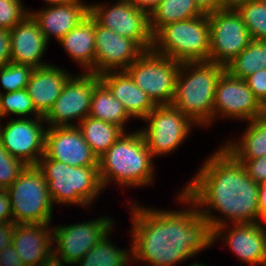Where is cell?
<instances>
[{"label": "cell", "instance_id": "obj_22", "mask_svg": "<svg viewBox=\"0 0 266 266\" xmlns=\"http://www.w3.org/2000/svg\"><path fill=\"white\" fill-rule=\"evenodd\" d=\"M120 71L116 74L104 72L98 76L112 95L125 106L131 117L144 119L156 105L125 70Z\"/></svg>", "mask_w": 266, "mask_h": 266}, {"label": "cell", "instance_id": "obj_39", "mask_svg": "<svg viewBox=\"0 0 266 266\" xmlns=\"http://www.w3.org/2000/svg\"><path fill=\"white\" fill-rule=\"evenodd\" d=\"M10 62V30L0 28V67Z\"/></svg>", "mask_w": 266, "mask_h": 266}, {"label": "cell", "instance_id": "obj_32", "mask_svg": "<svg viewBox=\"0 0 266 266\" xmlns=\"http://www.w3.org/2000/svg\"><path fill=\"white\" fill-rule=\"evenodd\" d=\"M8 112L16 115H26L30 113H36L35 117H42L33 105L32 99L29 97L26 89L6 92L1 94L0 92V115L3 117Z\"/></svg>", "mask_w": 266, "mask_h": 266}, {"label": "cell", "instance_id": "obj_19", "mask_svg": "<svg viewBox=\"0 0 266 266\" xmlns=\"http://www.w3.org/2000/svg\"><path fill=\"white\" fill-rule=\"evenodd\" d=\"M39 24L40 31L48 42L50 34L59 41L85 17L89 15V5L82 4L80 0L51 5L37 13H30Z\"/></svg>", "mask_w": 266, "mask_h": 266}, {"label": "cell", "instance_id": "obj_35", "mask_svg": "<svg viewBox=\"0 0 266 266\" xmlns=\"http://www.w3.org/2000/svg\"><path fill=\"white\" fill-rule=\"evenodd\" d=\"M20 0H0V28L11 30L30 12L22 9Z\"/></svg>", "mask_w": 266, "mask_h": 266}, {"label": "cell", "instance_id": "obj_37", "mask_svg": "<svg viewBox=\"0 0 266 266\" xmlns=\"http://www.w3.org/2000/svg\"><path fill=\"white\" fill-rule=\"evenodd\" d=\"M243 164L248 176L256 183L266 181V156L251 160H238Z\"/></svg>", "mask_w": 266, "mask_h": 266}, {"label": "cell", "instance_id": "obj_11", "mask_svg": "<svg viewBox=\"0 0 266 266\" xmlns=\"http://www.w3.org/2000/svg\"><path fill=\"white\" fill-rule=\"evenodd\" d=\"M89 15L102 27L136 41L145 51L152 49L149 14L126 0H121L107 10L104 6L90 5Z\"/></svg>", "mask_w": 266, "mask_h": 266}, {"label": "cell", "instance_id": "obj_45", "mask_svg": "<svg viewBox=\"0 0 266 266\" xmlns=\"http://www.w3.org/2000/svg\"><path fill=\"white\" fill-rule=\"evenodd\" d=\"M64 263L61 262L60 259L56 258L54 255H52L50 258L45 260L40 266H64L62 265Z\"/></svg>", "mask_w": 266, "mask_h": 266}, {"label": "cell", "instance_id": "obj_41", "mask_svg": "<svg viewBox=\"0 0 266 266\" xmlns=\"http://www.w3.org/2000/svg\"><path fill=\"white\" fill-rule=\"evenodd\" d=\"M11 202L6 188H0V222L13 221ZM8 217V218H7Z\"/></svg>", "mask_w": 266, "mask_h": 266}, {"label": "cell", "instance_id": "obj_44", "mask_svg": "<svg viewBox=\"0 0 266 266\" xmlns=\"http://www.w3.org/2000/svg\"><path fill=\"white\" fill-rule=\"evenodd\" d=\"M133 6L146 11L148 14L159 4L161 0H126Z\"/></svg>", "mask_w": 266, "mask_h": 266}, {"label": "cell", "instance_id": "obj_14", "mask_svg": "<svg viewBox=\"0 0 266 266\" xmlns=\"http://www.w3.org/2000/svg\"><path fill=\"white\" fill-rule=\"evenodd\" d=\"M217 111L221 115L252 121L264 115V106L243 79L225 70L216 85L213 117Z\"/></svg>", "mask_w": 266, "mask_h": 266}, {"label": "cell", "instance_id": "obj_20", "mask_svg": "<svg viewBox=\"0 0 266 266\" xmlns=\"http://www.w3.org/2000/svg\"><path fill=\"white\" fill-rule=\"evenodd\" d=\"M47 225L16 223L12 244L24 266H40L53 255V235L50 234Z\"/></svg>", "mask_w": 266, "mask_h": 266}, {"label": "cell", "instance_id": "obj_10", "mask_svg": "<svg viewBox=\"0 0 266 266\" xmlns=\"http://www.w3.org/2000/svg\"><path fill=\"white\" fill-rule=\"evenodd\" d=\"M144 120L150 121L149 126L140 132L153 156L176 149L193 124L188 116L172 104L156 105Z\"/></svg>", "mask_w": 266, "mask_h": 266}, {"label": "cell", "instance_id": "obj_7", "mask_svg": "<svg viewBox=\"0 0 266 266\" xmlns=\"http://www.w3.org/2000/svg\"><path fill=\"white\" fill-rule=\"evenodd\" d=\"M7 192L14 223H50L53 202L44 173L37 165H27Z\"/></svg>", "mask_w": 266, "mask_h": 266}, {"label": "cell", "instance_id": "obj_46", "mask_svg": "<svg viewBox=\"0 0 266 266\" xmlns=\"http://www.w3.org/2000/svg\"><path fill=\"white\" fill-rule=\"evenodd\" d=\"M249 0H225L226 8H235L238 4Z\"/></svg>", "mask_w": 266, "mask_h": 266}, {"label": "cell", "instance_id": "obj_34", "mask_svg": "<svg viewBox=\"0 0 266 266\" xmlns=\"http://www.w3.org/2000/svg\"><path fill=\"white\" fill-rule=\"evenodd\" d=\"M27 165L10 155L0 142V188H8Z\"/></svg>", "mask_w": 266, "mask_h": 266}, {"label": "cell", "instance_id": "obj_40", "mask_svg": "<svg viewBox=\"0 0 266 266\" xmlns=\"http://www.w3.org/2000/svg\"><path fill=\"white\" fill-rule=\"evenodd\" d=\"M16 229V223L13 221L0 222V251L12 244Z\"/></svg>", "mask_w": 266, "mask_h": 266}, {"label": "cell", "instance_id": "obj_28", "mask_svg": "<svg viewBox=\"0 0 266 266\" xmlns=\"http://www.w3.org/2000/svg\"><path fill=\"white\" fill-rule=\"evenodd\" d=\"M237 160H251L266 156V117L255 118L246 130L240 144L224 147Z\"/></svg>", "mask_w": 266, "mask_h": 266}, {"label": "cell", "instance_id": "obj_25", "mask_svg": "<svg viewBox=\"0 0 266 266\" xmlns=\"http://www.w3.org/2000/svg\"><path fill=\"white\" fill-rule=\"evenodd\" d=\"M203 14L195 0H161L149 13L150 31L154 35L169 23L193 19Z\"/></svg>", "mask_w": 266, "mask_h": 266}, {"label": "cell", "instance_id": "obj_9", "mask_svg": "<svg viewBox=\"0 0 266 266\" xmlns=\"http://www.w3.org/2000/svg\"><path fill=\"white\" fill-rule=\"evenodd\" d=\"M209 61L226 66L252 41L242 17L235 8L209 13Z\"/></svg>", "mask_w": 266, "mask_h": 266}, {"label": "cell", "instance_id": "obj_38", "mask_svg": "<svg viewBox=\"0 0 266 266\" xmlns=\"http://www.w3.org/2000/svg\"><path fill=\"white\" fill-rule=\"evenodd\" d=\"M0 264L2 266H24L13 244L8 245L0 251Z\"/></svg>", "mask_w": 266, "mask_h": 266}, {"label": "cell", "instance_id": "obj_24", "mask_svg": "<svg viewBox=\"0 0 266 266\" xmlns=\"http://www.w3.org/2000/svg\"><path fill=\"white\" fill-rule=\"evenodd\" d=\"M65 50L89 71L95 65V20L88 15L59 40Z\"/></svg>", "mask_w": 266, "mask_h": 266}, {"label": "cell", "instance_id": "obj_4", "mask_svg": "<svg viewBox=\"0 0 266 266\" xmlns=\"http://www.w3.org/2000/svg\"><path fill=\"white\" fill-rule=\"evenodd\" d=\"M152 157L140 131L127 135L123 133L99 158L103 188L111 178L122 185L149 183L153 179Z\"/></svg>", "mask_w": 266, "mask_h": 266}, {"label": "cell", "instance_id": "obj_29", "mask_svg": "<svg viewBox=\"0 0 266 266\" xmlns=\"http://www.w3.org/2000/svg\"><path fill=\"white\" fill-rule=\"evenodd\" d=\"M266 69V41L252 40L225 70L232 76L245 79L256 71Z\"/></svg>", "mask_w": 266, "mask_h": 266}, {"label": "cell", "instance_id": "obj_15", "mask_svg": "<svg viewBox=\"0 0 266 266\" xmlns=\"http://www.w3.org/2000/svg\"><path fill=\"white\" fill-rule=\"evenodd\" d=\"M40 160H55L74 167L99 166V159L74 125L54 126L46 131L44 156Z\"/></svg>", "mask_w": 266, "mask_h": 266}, {"label": "cell", "instance_id": "obj_18", "mask_svg": "<svg viewBox=\"0 0 266 266\" xmlns=\"http://www.w3.org/2000/svg\"><path fill=\"white\" fill-rule=\"evenodd\" d=\"M47 43L39 24L29 14L10 30L11 62L29 65L33 68L47 66L40 62Z\"/></svg>", "mask_w": 266, "mask_h": 266}, {"label": "cell", "instance_id": "obj_43", "mask_svg": "<svg viewBox=\"0 0 266 266\" xmlns=\"http://www.w3.org/2000/svg\"><path fill=\"white\" fill-rule=\"evenodd\" d=\"M258 213L266 221V181L259 183Z\"/></svg>", "mask_w": 266, "mask_h": 266}, {"label": "cell", "instance_id": "obj_30", "mask_svg": "<svg viewBox=\"0 0 266 266\" xmlns=\"http://www.w3.org/2000/svg\"><path fill=\"white\" fill-rule=\"evenodd\" d=\"M127 252L117 249L109 242L107 235L92 247L77 263L79 266H126Z\"/></svg>", "mask_w": 266, "mask_h": 266}, {"label": "cell", "instance_id": "obj_16", "mask_svg": "<svg viewBox=\"0 0 266 266\" xmlns=\"http://www.w3.org/2000/svg\"><path fill=\"white\" fill-rule=\"evenodd\" d=\"M44 117H37V121L27 118L10 120L4 129L0 130V142L7 152L22 160L26 165H38L44 156L46 130L41 121Z\"/></svg>", "mask_w": 266, "mask_h": 266}, {"label": "cell", "instance_id": "obj_48", "mask_svg": "<svg viewBox=\"0 0 266 266\" xmlns=\"http://www.w3.org/2000/svg\"><path fill=\"white\" fill-rule=\"evenodd\" d=\"M190 266H204V265H202V264H193V265H190Z\"/></svg>", "mask_w": 266, "mask_h": 266}, {"label": "cell", "instance_id": "obj_5", "mask_svg": "<svg viewBox=\"0 0 266 266\" xmlns=\"http://www.w3.org/2000/svg\"><path fill=\"white\" fill-rule=\"evenodd\" d=\"M159 48L156 49V45ZM152 50L180 63L209 61L210 25L208 14L169 23L153 35ZM160 51V52H159Z\"/></svg>", "mask_w": 266, "mask_h": 266}, {"label": "cell", "instance_id": "obj_2", "mask_svg": "<svg viewBox=\"0 0 266 266\" xmlns=\"http://www.w3.org/2000/svg\"><path fill=\"white\" fill-rule=\"evenodd\" d=\"M218 151L178 198L197 206L209 205L236 224L256 223L259 218V184L224 147Z\"/></svg>", "mask_w": 266, "mask_h": 266}, {"label": "cell", "instance_id": "obj_23", "mask_svg": "<svg viewBox=\"0 0 266 266\" xmlns=\"http://www.w3.org/2000/svg\"><path fill=\"white\" fill-rule=\"evenodd\" d=\"M235 225L223 239L244 262L266 266L265 228L259 222Z\"/></svg>", "mask_w": 266, "mask_h": 266}, {"label": "cell", "instance_id": "obj_8", "mask_svg": "<svg viewBox=\"0 0 266 266\" xmlns=\"http://www.w3.org/2000/svg\"><path fill=\"white\" fill-rule=\"evenodd\" d=\"M180 66V62L151 49L145 51L125 71L155 105H169L175 95Z\"/></svg>", "mask_w": 266, "mask_h": 266}, {"label": "cell", "instance_id": "obj_6", "mask_svg": "<svg viewBox=\"0 0 266 266\" xmlns=\"http://www.w3.org/2000/svg\"><path fill=\"white\" fill-rule=\"evenodd\" d=\"M48 186L52 202L89 205L103 188L99 166H69L55 160H39L37 165Z\"/></svg>", "mask_w": 266, "mask_h": 266}, {"label": "cell", "instance_id": "obj_12", "mask_svg": "<svg viewBox=\"0 0 266 266\" xmlns=\"http://www.w3.org/2000/svg\"><path fill=\"white\" fill-rule=\"evenodd\" d=\"M99 82V76L91 72L76 78L71 75L44 120L52 127L72 126L68 122L73 118L81 122L89 116L93 90Z\"/></svg>", "mask_w": 266, "mask_h": 266}, {"label": "cell", "instance_id": "obj_21", "mask_svg": "<svg viewBox=\"0 0 266 266\" xmlns=\"http://www.w3.org/2000/svg\"><path fill=\"white\" fill-rule=\"evenodd\" d=\"M65 70L52 65L34 68L26 91L32 99L35 110L44 117L59 97L64 84L70 77Z\"/></svg>", "mask_w": 266, "mask_h": 266}, {"label": "cell", "instance_id": "obj_33", "mask_svg": "<svg viewBox=\"0 0 266 266\" xmlns=\"http://www.w3.org/2000/svg\"><path fill=\"white\" fill-rule=\"evenodd\" d=\"M33 70L32 66L12 62L0 67L3 88L7 93L26 89Z\"/></svg>", "mask_w": 266, "mask_h": 266}, {"label": "cell", "instance_id": "obj_42", "mask_svg": "<svg viewBox=\"0 0 266 266\" xmlns=\"http://www.w3.org/2000/svg\"><path fill=\"white\" fill-rule=\"evenodd\" d=\"M195 3L205 14L226 8L225 0H195Z\"/></svg>", "mask_w": 266, "mask_h": 266}, {"label": "cell", "instance_id": "obj_27", "mask_svg": "<svg viewBox=\"0 0 266 266\" xmlns=\"http://www.w3.org/2000/svg\"><path fill=\"white\" fill-rule=\"evenodd\" d=\"M89 116L115 124L122 129H124V122L131 117L125 106L101 81L94 87Z\"/></svg>", "mask_w": 266, "mask_h": 266}, {"label": "cell", "instance_id": "obj_49", "mask_svg": "<svg viewBox=\"0 0 266 266\" xmlns=\"http://www.w3.org/2000/svg\"><path fill=\"white\" fill-rule=\"evenodd\" d=\"M264 116L266 117V106L264 107Z\"/></svg>", "mask_w": 266, "mask_h": 266}, {"label": "cell", "instance_id": "obj_3", "mask_svg": "<svg viewBox=\"0 0 266 266\" xmlns=\"http://www.w3.org/2000/svg\"><path fill=\"white\" fill-rule=\"evenodd\" d=\"M190 67L191 74L185 78L181 73ZM224 71V66L211 61L181 63L172 105L193 122L209 124L213 119L216 85Z\"/></svg>", "mask_w": 266, "mask_h": 266}, {"label": "cell", "instance_id": "obj_36", "mask_svg": "<svg viewBox=\"0 0 266 266\" xmlns=\"http://www.w3.org/2000/svg\"><path fill=\"white\" fill-rule=\"evenodd\" d=\"M259 102L266 106V69L256 71L244 79Z\"/></svg>", "mask_w": 266, "mask_h": 266}, {"label": "cell", "instance_id": "obj_26", "mask_svg": "<svg viewBox=\"0 0 266 266\" xmlns=\"http://www.w3.org/2000/svg\"><path fill=\"white\" fill-rule=\"evenodd\" d=\"M78 124L84 140L98 159L123 135L121 127L91 116H87Z\"/></svg>", "mask_w": 266, "mask_h": 266}, {"label": "cell", "instance_id": "obj_17", "mask_svg": "<svg viewBox=\"0 0 266 266\" xmlns=\"http://www.w3.org/2000/svg\"><path fill=\"white\" fill-rule=\"evenodd\" d=\"M145 50L134 40L125 38L95 21V65L89 71L96 75L112 69L126 70Z\"/></svg>", "mask_w": 266, "mask_h": 266}, {"label": "cell", "instance_id": "obj_47", "mask_svg": "<svg viewBox=\"0 0 266 266\" xmlns=\"http://www.w3.org/2000/svg\"><path fill=\"white\" fill-rule=\"evenodd\" d=\"M46 1L49 2L50 4L58 5V4L70 2L71 0H46Z\"/></svg>", "mask_w": 266, "mask_h": 266}, {"label": "cell", "instance_id": "obj_31", "mask_svg": "<svg viewBox=\"0 0 266 266\" xmlns=\"http://www.w3.org/2000/svg\"><path fill=\"white\" fill-rule=\"evenodd\" d=\"M235 9L252 40L266 41V0H249L238 4Z\"/></svg>", "mask_w": 266, "mask_h": 266}, {"label": "cell", "instance_id": "obj_13", "mask_svg": "<svg viewBox=\"0 0 266 266\" xmlns=\"http://www.w3.org/2000/svg\"><path fill=\"white\" fill-rule=\"evenodd\" d=\"M111 219L99 218L92 222L58 226L52 236L59 249L53 255L66 264L77 263L111 230ZM58 254V255H57ZM60 255V256H59Z\"/></svg>", "mask_w": 266, "mask_h": 266}, {"label": "cell", "instance_id": "obj_1", "mask_svg": "<svg viewBox=\"0 0 266 266\" xmlns=\"http://www.w3.org/2000/svg\"><path fill=\"white\" fill-rule=\"evenodd\" d=\"M132 206L135 260L152 266H172L213 244L225 222L211 217L209 209L158 211ZM209 213V214H208Z\"/></svg>", "mask_w": 266, "mask_h": 266}]
</instances>
